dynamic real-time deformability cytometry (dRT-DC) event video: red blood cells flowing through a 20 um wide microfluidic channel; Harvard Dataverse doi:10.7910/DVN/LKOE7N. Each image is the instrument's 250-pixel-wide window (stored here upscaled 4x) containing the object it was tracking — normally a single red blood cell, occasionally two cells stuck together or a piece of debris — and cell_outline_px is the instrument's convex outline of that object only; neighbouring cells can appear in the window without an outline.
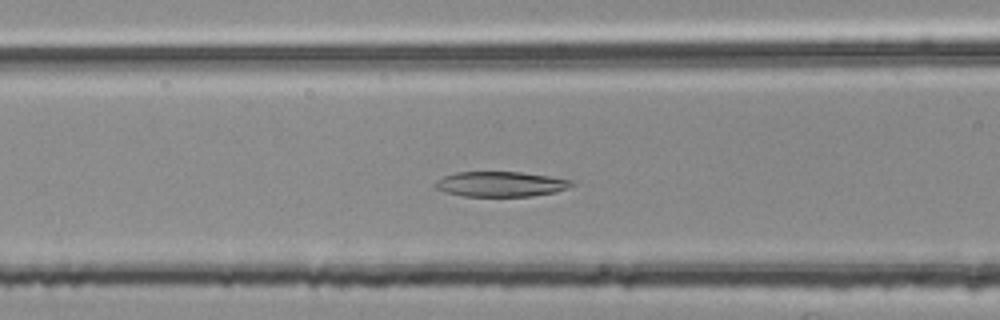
{"species": "common noctule bat (a hibernating species)", "species_latin": "Nyctalus noctula", "temperature_condition": "room temperature", "stored_images_in_passage": 44, "camera_frame_rate_fps": 3000, "um_per_image_px": 0.085, "animal": {"sex": "female", "body_mass_g": 25.1}, "frame": {"image": 1, "passage_image": 20, "time_ms": 6.333, "image_size_px": [1000, 320], "cell_outline_px": [[576, 184], [568, 188], [552, 192], [532, 196], [464, 196], [448, 192], [436, 188], [432, 184], [436, 180], [444, 176], [456, 172], [520, 172], [548, 176], [572, 180]], "centroid_in_image_um": [42.55, 15.64], "position_along_channel_um": 124.1, "area_um2": 19.83}}
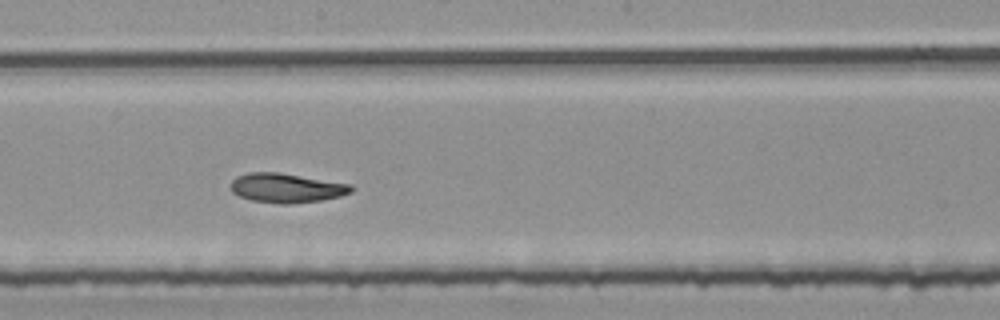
{"frame": {"image": 2, "passage_image": 28, "time_ms": 9.0, "image_size_px": [1000, 320], "cell_outline_px": [[352, 192], [340, 196], [320, 200], [292, 204], [280, 204], [252, 200], [240, 196], [232, 192], [232, 180], [236, 176], [248, 172], [280, 172], [352, 184]], "centroid_in_image_um": [24.36, 15.97], "position_along_channel_um": 223.8, "area_um2": 20.63}}
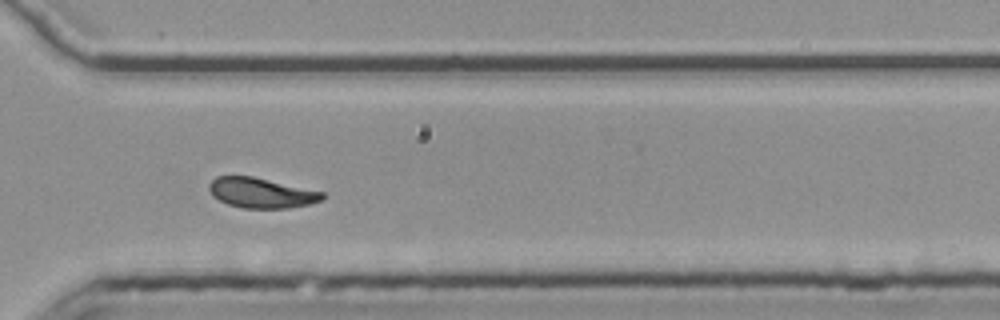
{"frame": {"image": 3, "passage_image": 38, "time_ms": 12.333, "image_size_px": [1000, 320], "cell_outline_px": [[324, 200], [308, 204], [288, 208], [244, 208], [228, 204], [212, 196], [208, 188], [208, 184], [216, 176], [252, 176], [324, 192]], "centroid_in_image_um": [22.19, 16.39], "position_along_channel_um": 348.4, "area_um2": 19.83}, "authors_computed_cell_mechanics": {"area_um2": 23.4379, "velocity_mm_per_s": 3.7518, "shape_relaxation_time_tau1_ms": null, "shape_relaxation_time_tau2_ms": 3.8217, "deformation_change_tau1": null, "deformation_change_tau2": 0.1037}}